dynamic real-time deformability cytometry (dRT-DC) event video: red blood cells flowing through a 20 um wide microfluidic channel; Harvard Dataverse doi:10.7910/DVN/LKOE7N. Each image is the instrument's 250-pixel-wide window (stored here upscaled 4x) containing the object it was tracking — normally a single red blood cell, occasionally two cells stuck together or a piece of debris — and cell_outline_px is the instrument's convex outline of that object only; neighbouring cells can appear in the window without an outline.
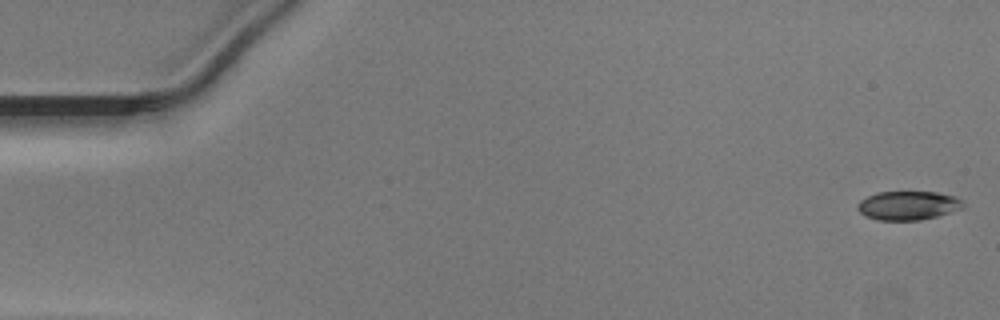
{"species": "Egyptian fruit bat (a non-hibernating species)", "species_latin": "Rousettus aegyptiacus", "temperature_condition": "warm", "stored_images_in_passage": 46, "camera_frame_rate_fps": 3000, "um_per_image_px": 0.085, "animal": {"sex": "male"}, "frame": {"image": 1, "passage_image": 1, "time_ms": 0.0, "image_size_px": [1000, 320], "cell_outline_px": [[964, 208], [936, 216], [920, 220], [880, 220], [864, 216], [856, 208], [856, 204], [860, 200], [876, 192], [936, 192], [956, 196], [964, 200]], "centroid_in_image_um": [77.19, 17.46], "position_along_channel_um": 7.8, "area_um2": 17.92}}
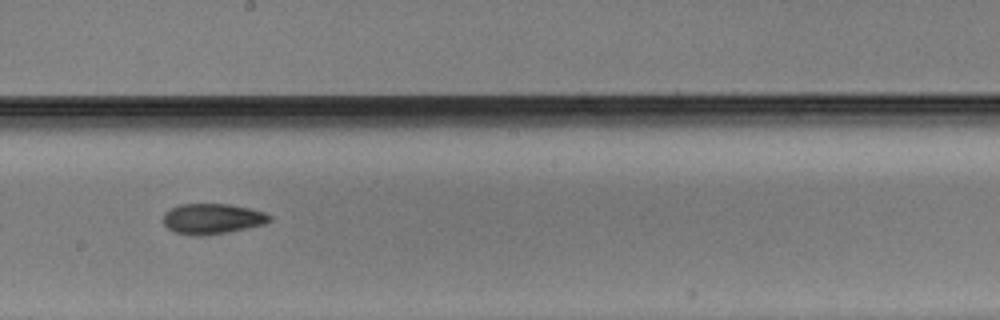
{"frame": {"image": 2, "passage_image": 28, "time_ms": 9.0, "image_size_px": [1000, 320], "cell_outline_px": [[272, 220], [264, 224], [228, 232], [176, 232], [168, 228], [164, 224], [164, 212], [168, 208], [176, 204], [228, 204], [248, 208], [264, 212], [272, 216]], "centroid_in_image_um": [18.07, 18.53], "position_along_channel_um": 230.1, "area_um2": 18.09}}
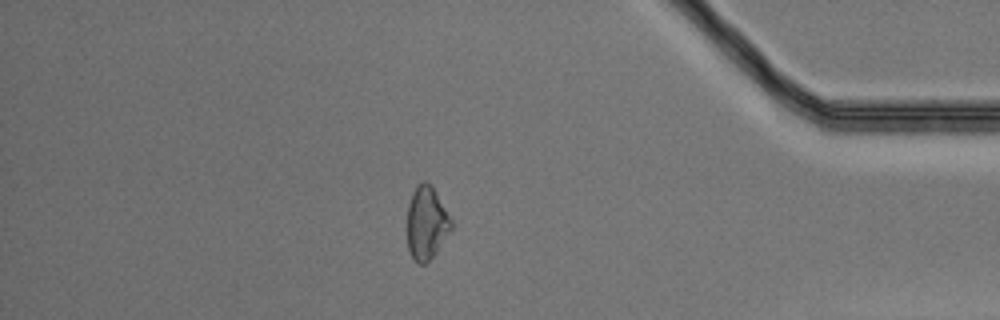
{"frame": {"image": 3, "passage_image": 43, "time_ms": 14.0, "image_size_px": [1000, 320], "cell_outline_px": [[452, 228], [432, 256], [424, 264], [420, 264], [412, 256], [408, 248], [408, 204], [412, 192], [416, 184], [424, 180], [432, 184], [452, 220]], "centroid_in_image_um": [36.25, 18.88], "position_along_channel_um": 398.9, "area_um2": 18.55}}